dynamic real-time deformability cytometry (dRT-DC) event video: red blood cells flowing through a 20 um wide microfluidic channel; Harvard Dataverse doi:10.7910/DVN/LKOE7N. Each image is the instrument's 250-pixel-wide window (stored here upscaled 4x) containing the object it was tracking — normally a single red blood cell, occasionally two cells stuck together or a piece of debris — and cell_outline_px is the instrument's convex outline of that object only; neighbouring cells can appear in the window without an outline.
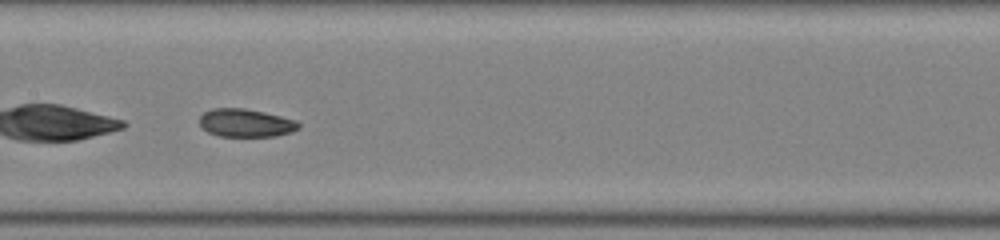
{"species": "common noctule bat (a hibernating species)", "species_latin": "Nyctalus noctula", "temperature_condition": "room temperature", "stored_images_in_passage": 28, "camera_frame_rate_fps": 3000, "um_per_image_px": 0.085, "animal": {"sex": "female", "body_mass_g": 22.0, "forearm_length_mm": 56.7}, "frame": {"image": 1, "passage_image": 9, "time_ms": 2.667, "image_size_px": [1000, 240], "cell_outline_px": [[300, 128], [292, 132], [276, 136], [220, 136], [208, 132], [200, 124], [200, 116], [204, 112], [212, 108], [244, 108], [264, 112], [296, 120], [300, 124]], "centroid_in_image_um": [20.91, 10.45], "position_along_channel_um": 186.5, "area_um2": 16.18}}